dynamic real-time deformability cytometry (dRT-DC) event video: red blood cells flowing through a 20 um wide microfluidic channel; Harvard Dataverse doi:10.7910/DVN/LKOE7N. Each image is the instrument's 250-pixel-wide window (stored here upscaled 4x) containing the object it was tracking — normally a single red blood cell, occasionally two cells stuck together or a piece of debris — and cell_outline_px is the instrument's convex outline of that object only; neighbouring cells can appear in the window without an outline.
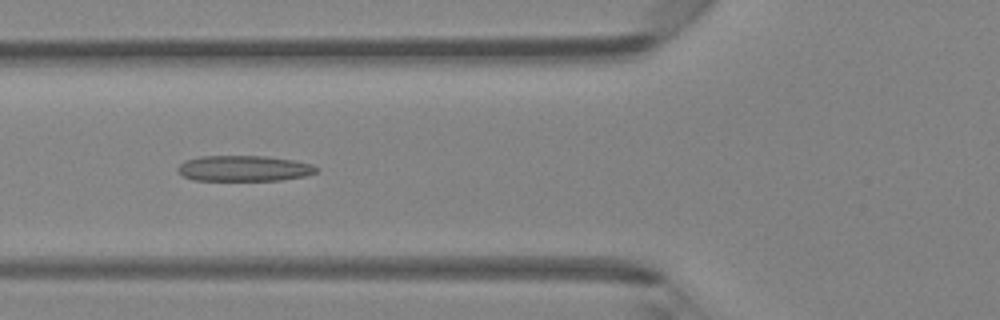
{"species": "Egyptian fruit bat (a non-hibernating species)", "species_latin": "Rousettus aegyptiacus", "temperature_condition": "room temperature", "stored_images_in_passage": 41, "camera_frame_rate_fps": 3000, "um_per_image_px": 0.085, "animal": {"sex": "female"}, "frame": {"image": 1, "passage_image": 15, "time_ms": 4.667, "image_size_px": [1000, 320], "cell_outline_px": [[316, 172], [304, 176], [280, 180], [196, 180], [184, 176], [176, 168], [184, 160], [200, 156], [268, 156], [292, 160], [312, 164], [316, 168]], "centroid_in_image_um": [20.71, 14.3], "position_along_channel_um": 105.1, "area_um2": 20.58}}
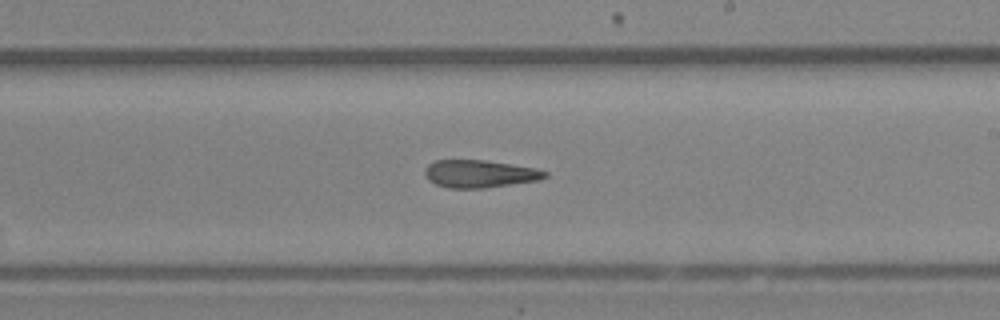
{"frame": {"image": 2, "passage_image": 25, "time_ms": 8.0, "image_size_px": [1000, 320], "cell_outline_px": [[548, 176], [540, 180], [484, 188], [448, 188], [436, 184], [428, 180], [424, 172], [424, 168], [428, 164], [436, 160], [484, 160], [536, 168], [548, 172]], "centroid_in_image_um": [40.76, 14.77], "position_along_channel_um": 248.2, "area_um2": 19.36}}
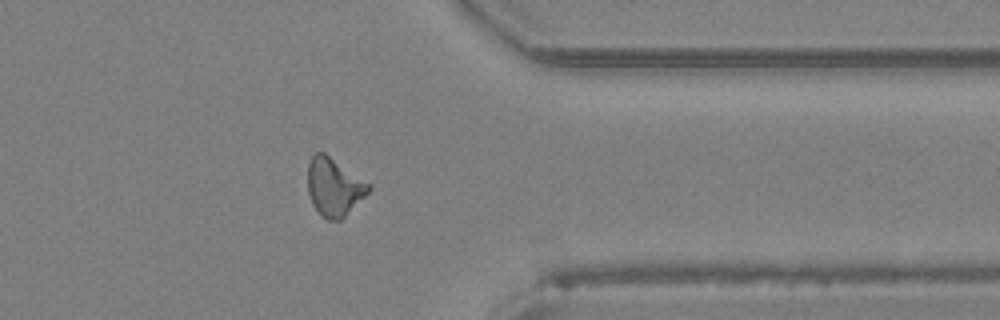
{"frame": {"image": 3, "passage_image": 35, "time_ms": 11.333, "image_size_px": [1000, 320], "cell_outline_px": [[372, 188], [340, 220], [328, 220], [312, 204], [308, 192], [308, 160], [316, 152], [324, 152], [372, 184]], "centroid_in_image_um": [28.4, 15.85], "position_along_channel_um": 383.0, "area_um2": 20.4}}